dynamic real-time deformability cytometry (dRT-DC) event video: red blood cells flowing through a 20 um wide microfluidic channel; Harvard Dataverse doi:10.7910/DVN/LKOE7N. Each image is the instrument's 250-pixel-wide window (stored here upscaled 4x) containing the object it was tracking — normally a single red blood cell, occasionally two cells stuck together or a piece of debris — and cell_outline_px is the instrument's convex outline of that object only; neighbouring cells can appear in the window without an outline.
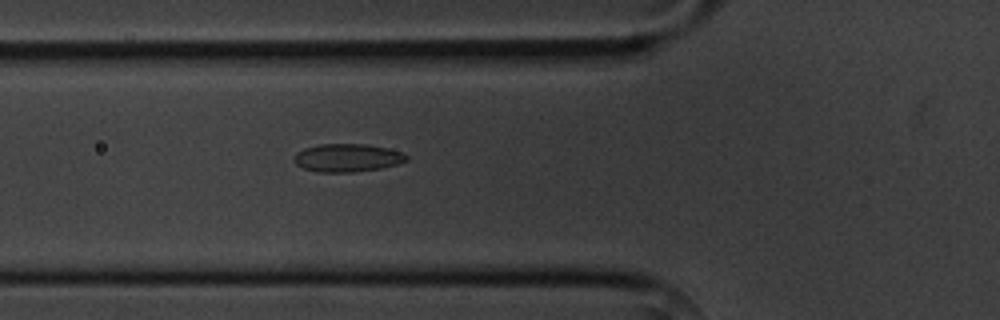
{"species": "common noctule bat (a hibernating species)", "species_latin": "Nyctalus noctula", "temperature_condition": "cold", "stored_images_in_passage": 3, "camera_frame_rate_fps": 3000, "um_per_image_px": 0.085, "animal": {"sex": "male", "body_mass_g": 20.1, "forearm_length_mm": 53.5}, "frame": {"image": 1, "passage_image": 3, "time_ms": 3.333, "image_size_px": [1000, 320], "cell_outline_px": [[408, 160], [396, 164], [380, 168], [352, 172], [316, 172], [304, 168], [296, 164], [296, 152], [304, 148], [320, 144], [364, 144], [388, 148], [400, 152], [408, 156]], "centroid_in_image_um": [29.52, 13.41], "position_along_channel_um": 96.3, "area_um2": 18.15}}